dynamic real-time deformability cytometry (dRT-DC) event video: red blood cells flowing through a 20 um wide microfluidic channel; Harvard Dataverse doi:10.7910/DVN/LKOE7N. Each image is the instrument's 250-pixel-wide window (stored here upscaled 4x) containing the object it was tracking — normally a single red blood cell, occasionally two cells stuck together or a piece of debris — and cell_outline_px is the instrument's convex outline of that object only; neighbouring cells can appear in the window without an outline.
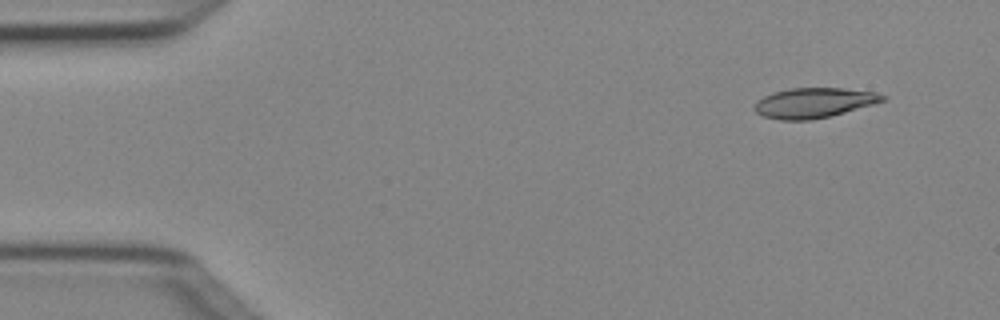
{"species": "Egyptian fruit bat (a non-hibernating species)", "species_latin": "Rousettus aegyptiacus", "temperature_condition": "cold", "stored_images_in_passage": 4, "camera_frame_rate_fps": 3000, "um_per_image_px": 0.085, "animal": {"sex": "female"}, "frame": {"image": 1, "passage_image": 1, "time_ms": 0.0, "image_size_px": [1000, 320], "cell_outline_px": [[888, 96], [884, 100], [872, 104], [844, 112], [812, 120], [780, 120], [764, 116], [756, 112], [756, 100], [764, 96], [776, 92], [792, 88], [840, 88], [876, 92]], "centroid_in_image_um": [69.19, 8.73], "position_along_channel_um": 15.8, "area_um2": 22.02}}
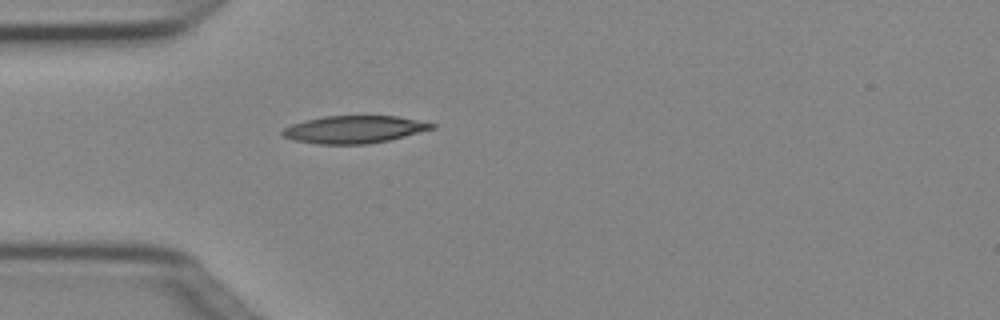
{"frame": {"image": 2, "passage_image": 4, "time_ms": 1.0, "image_size_px": [1000, 320], "cell_outline_px": [[436, 128], [388, 140], [368, 144], [316, 144], [292, 140], [280, 136], [280, 132], [284, 128], [292, 124], [324, 116], [396, 116], [436, 124]], "centroid_in_image_um": [30.06, 11.01], "position_along_channel_um": 54.9, "area_um2": 23.87}}